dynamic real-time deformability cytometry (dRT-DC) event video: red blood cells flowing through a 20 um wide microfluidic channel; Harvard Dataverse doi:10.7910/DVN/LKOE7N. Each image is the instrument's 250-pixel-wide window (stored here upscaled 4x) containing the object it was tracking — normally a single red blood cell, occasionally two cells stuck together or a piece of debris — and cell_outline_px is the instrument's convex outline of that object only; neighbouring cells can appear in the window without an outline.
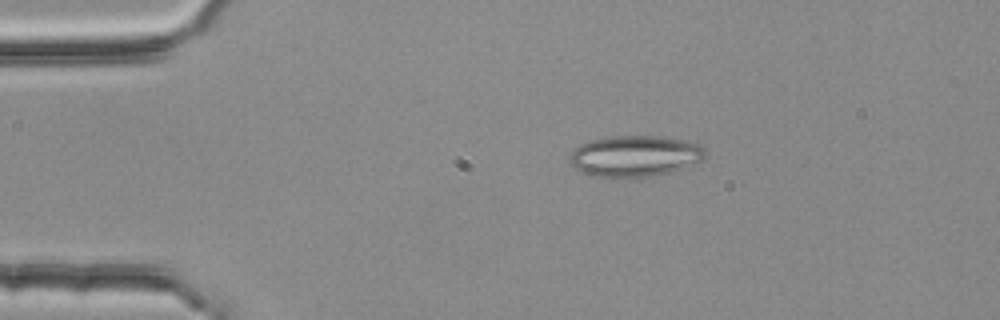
{"species": "common noctule bat (a hibernating species)", "species_latin": "Nyctalus noctula", "temperature_condition": "room temperature", "stored_images_in_passage": 2, "camera_frame_rate_fps": 3000, "um_per_image_px": 0.085, "animal": {"sex": "female", "body_mass_g": 25.1}, "frame": {"image": 1, "passage_image": 1, "time_ms": 0.0, "image_size_px": [1000, 320], "cell_outline_px": [[704, 156], [700, 160], [684, 168], [672, 172], [652, 176], [596, 176], [584, 172], [576, 168], [572, 164], [572, 152], [580, 144], [592, 140], [616, 136], [656, 136], [696, 140], [704, 148]], "centroid_in_image_um": [54.07, 13.23], "position_along_channel_um": 30.9, "area_um2": 32.02}}